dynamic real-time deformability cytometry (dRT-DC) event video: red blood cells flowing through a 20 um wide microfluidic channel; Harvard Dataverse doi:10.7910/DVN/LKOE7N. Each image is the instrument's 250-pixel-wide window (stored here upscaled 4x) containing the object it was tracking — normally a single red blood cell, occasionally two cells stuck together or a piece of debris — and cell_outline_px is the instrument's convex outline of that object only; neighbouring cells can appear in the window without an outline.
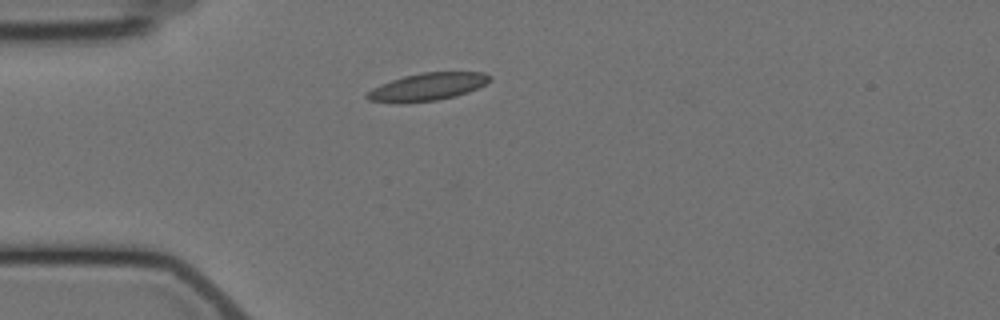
{"species": "Egyptian fruit bat (a non-hibernating species)", "species_latin": "Rousettus aegyptiacus", "temperature_condition": "cold", "stored_images_in_passage": 12, "camera_frame_rate_fps": 3000, "um_per_image_px": 0.085, "animal": {"sex": "female"}, "frame": {"image": 1, "passage_image": 1, "time_ms": 0.0, "image_size_px": [1000, 320], "cell_outline_px": [[492, 80], [468, 92], [456, 96], [436, 100], [368, 100], [364, 96], [372, 88], [392, 80], [404, 76], [420, 72], [484, 72], [492, 76]], "centroid_in_image_um": [36.44, 7.32], "position_along_channel_um": 48.6, "area_um2": 18.84}}
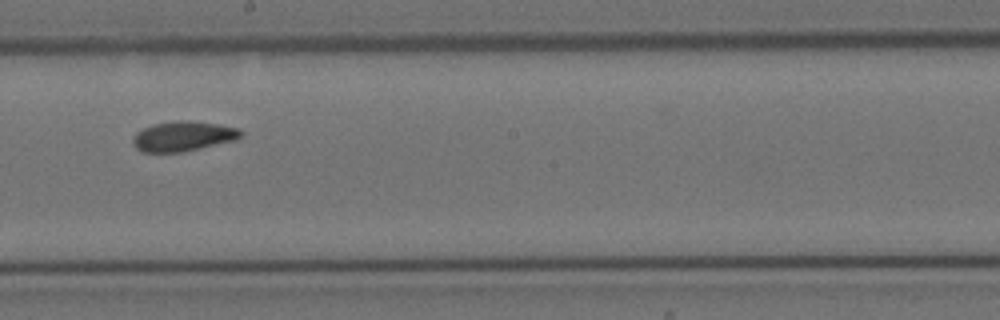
{"frame": {"image": 2, "passage_image": 6, "time_ms": 5.667, "image_size_px": [1000, 320], "cell_outline_px": [[244, 132], [236, 140], [184, 152], [144, 152], [136, 148], [132, 140], [132, 136], [136, 132], [152, 124], [176, 120], [188, 120], [216, 124], [240, 128]], "centroid_in_image_um": [15.57, 11.57], "position_along_channel_um": 232.6, "area_um2": 18.96}}
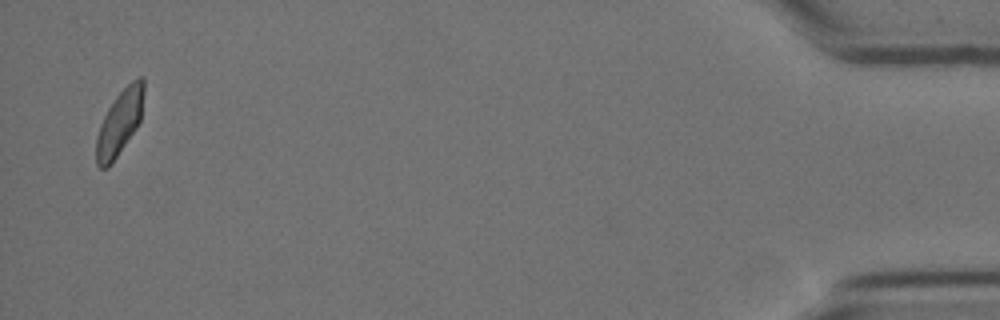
{"frame": {"image": 3, "passage_image": 12, "time_ms": 13.667, "image_size_px": [1000, 320], "cell_outline_px": [[144, 92], [140, 120], [136, 128], [112, 164], [108, 168], [100, 168], [96, 164], [96, 136], [100, 124], [108, 108], [116, 96], [132, 80], [140, 76], [144, 76]], "centroid_in_image_um": [10.16, 10.43], "position_along_channel_um": 425.0, "area_um2": 18.03}, "authors_computed_cell_mechanics": {"area_um2": 18.7272, "velocity_mm_per_s": 3.4956, "shape_relaxation_time_tau1_ms": null, "shape_relaxation_time_tau2_ms": 4.6826, "deformation_change_tau1": null, "deformation_change_tau2": 0.0781}}